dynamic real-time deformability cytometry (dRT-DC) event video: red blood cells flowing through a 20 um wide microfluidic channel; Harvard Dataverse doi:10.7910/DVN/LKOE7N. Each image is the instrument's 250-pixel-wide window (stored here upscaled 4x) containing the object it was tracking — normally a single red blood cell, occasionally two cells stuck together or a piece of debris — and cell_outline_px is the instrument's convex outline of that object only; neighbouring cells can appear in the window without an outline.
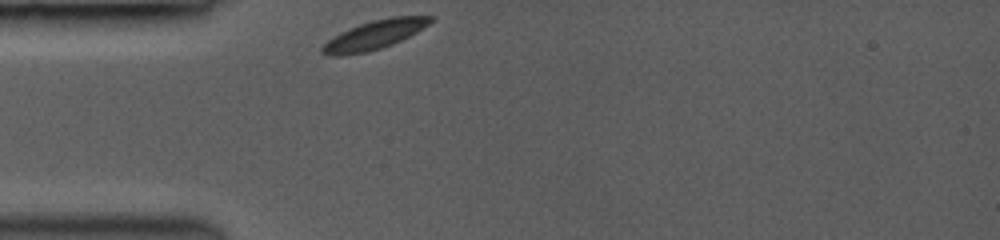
{"species": "common noctule bat (a hibernating species)", "species_latin": "Nyctalus noctula", "temperature_condition": "room temperature", "stored_images_in_passage": 17, "camera_frame_rate_fps": 3000, "um_per_image_px": 0.085, "animal": {"sex": "female", "body_mass_g": 19.0, "forearm_length_mm": 53.3}, "frame": {"image": 1, "passage_image": 1, "time_ms": 0.0, "image_size_px": [1000, 240], "cell_outline_px": [[436, 16], [428, 24], [416, 32], [392, 44], [368, 52], [340, 56], [328, 56], [320, 52], [320, 48], [328, 40], [340, 32], [348, 28], [372, 20], [392, 16]], "centroid_in_image_um": [31.77, 2.97], "position_along_channel_um": 53.2, "area_um2": 18.15}}
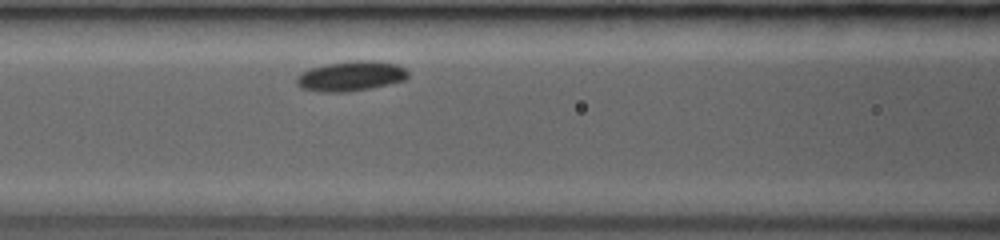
{"frame": {"image": 2, "passage_image": 11, "time_ms": 2.333, "image_size_px": [1000, 240], "cell_outline_px": [[408, 76], [404, 80], [388, 84], [368, 88], [344, 92], [320, 92], [300, 88], [296, 84], [296, 76], [300, 72], [324, 64], [356, 60], [372, 60], [396, 64], [404, 68], [408, 72]], "centroid_in_image_um": [29.77, 6.46], "position_along_channel_um": 136.8, "area_um2": 19.42}}
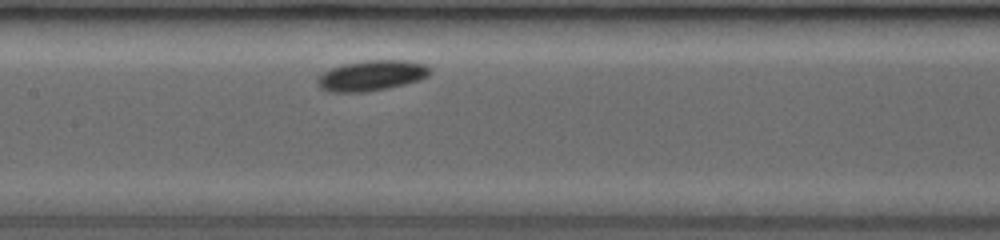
{"frame": {"image": 3, "passage_image": 15, "time_ms": 3.333, "image_size_px": [1000, 240], "cell_outline_px": [[432, 72], [428, 76], [420, 80], [388, 88], [364, 92], [328, 92], [320, 88], [316, 84], [316, 80], [324, 72], [332, 68], [344, 64], [368, 60], [408, 60], [424, 64], [432, 68]], "centroid_in_image_um": [31.61, 6.43], "position_along_channel_um": 175.8, "area_um2": 20.06}}